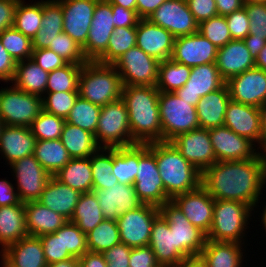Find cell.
<instances>
[{
    "label": "cell",
    "mask_w": 266,
    "mask_h": 267,
    "mask_svg": "<svg viewBox=\"0 0 266 267\" xmlns=\"http://www.w3.org/2000/svg\"><path fill=\"white\" fill-rule=\"evenodd\" d=\"M201 185L215 200L239 201L254 209L266 185V158L257 154L249 160L217 161L202 173Z\"/></svg>",
    "instance_id": "1"
},
{
    "label": "cell",
    "mask_w": 266,
    "mask_h": 267,
    "mask_svg": "<svg viewBox=\"0 0 266 267\" xmlns=\"http://www.w3.org/2000/svg\"><path fill=\"white\" fill-rule=\"evenodd\" d=\"M156 86H123L121 99L125 102L131 136L136 143L162 142V126Z\"/></svg>",
    "instance_id": "2"
},
{
    "label": "cell",
    "mask_w": 266,
    "mask_h": 267,
    "mask_svg": "<svg viewBox=\"0 0 266 267\" xmlns=\"http://www.w3.org/2000/svg\"><path fill=\"white\" fill-rule=\"evenodd\" d=\"M156 162L165 193L170 199L201 185L202 173L171 142H156Z\"/></svg>",
    "instance_id": "3"
},
{
    "label": "cell",
    "mask_w": 266,
    "mask_h": 267,
    "mask_svg": "<svg viewBox=\"0 0 266 267\" xmlns=\"http://www.w3.org/2000/svg\"><path fill=\"white\" fill-rule=\"evenodd\" d=\"M119 73L111 64L87 61L81 69L78 81V95L99 106L118 101L122 95Z\"/></svg>",
    "instance_id": "4"
},
{
    "label": "cell",
    "mask_w": 266,
    "mask_h": 267,
    "mask_svg": "<svg viewBox=\"0 0 266 267\" xmlns=\"http://www.w3.org/2000/svg\"><path fill=\"white\" fill-rule=\"evenodd\" d=\"M254 209L245 203L215 200L213 220L207 240L242 243Z\"/></svg>",
    "instance_id": "5"
},
{
    "label": "cell",
    "mask_w": 266,
    "mask_h": 267,
    "mask_svg": "<svg viewBox=\"0 0 266 267\" xmlns=\"http://www.w3.org/2000/svg\"><path fill=\"white\" fill-rule=\"evenodd\" d=\"M133 185L138 199L143 204L160 207L171 200L165 193L159 174L156 162V142L138 143L137 175Z\"/></svg>",
    "instance_id": "6"
},
{
    "label": "cell",
    "mask_w": 266,
    "mask_h": 267,
    "mask_svg": "<svg viewBox=\"0 0 266 267\" xmlns=\"http://www.w3.org/2000/svg\"><path fill=\"white\" fill-rule=\"evenodd\" d=\"M94 137L100 148H118L137 144L131 136L128 111L122 99L101 106Z\"/></svg>",
    "instance_id": "7"
},
{
    "label": "cell",
    "mask_w": 266,
    "mask_h": 267,
    "mask_svg": "<svg viewBox=\"0 0 266 267\" xmlns=\"http://www.w3.org/2000/svg\"><path fill=\"white\" fill-rule=\"evenodd\" d=\"M158 106L162 142H170L179 134L200 128L196 107L183 101L175 92H160Z\"/></svg>",
    "instance_id": "8"
},
{
    "label": "cell",
    "mask_w": 266,
    "mask_h": 267,
    "mask_svg": "<svg viewBox=\"0 0 266 267\" xmlns=\"http://www.w3.org/2000/svg\"><path fill=\"white\" fill-rule=\"evenodd\" d=\"M42 110V97L14 86L0 89V119L4 125L30 127Z\"/></svg>",
    "instance_id": "9"
},
{
    "label": "cell",
    "mask_w": 266,
    "mask_h": 267,
    "mask_svg": "<svg viewBox=\"0 0 266 267\" xmlns=\"http://www.w3.org/2000/svg\"><path fill=\"white\" fill-rule=\"evenodd\" d=\"M159 211L168 222L170 230L174 231L177 250L184 257L200 255L207 241L206 234L192 225L172 200L161 205Z\"/></svg>",
    "instance_id": "10"
},
{
    "label": "cell",
    "mask_w": 266,
    "mask_h": 267,
    "mask_svg": "<svg viewBox=\"0 0 266 267\" xmlns=\"http://www.w3.org/2000/svg\"><path fill=\"white\" fill-rule=\"evenodd\" d=\"M159 61L134 46L112 65L121 77L123 86H156Z\"/></svg>",
    "instance_id": "11"
},
{
    "label": "cell",
    "mask_w": 266,
    "mask_h": 267,
    "mask_svg": "<svg viewBox=\"0 0 266 267\" xmlns=\"http://www.w3.org/2000/svg\"><path fill=\"white\" fill-rule=\"evenodd\" d=\"M159 214V207L142 204L120 216L117 219L120 242L130 248L149 245L152 225Z\"/></svg>",
    "instance_id": "12"
},
{
    "label": "cell",
    "mask_w": 266,
    "mask_h": 267,
    "mask_svg": "<svg viewBox=\"0 0 266 267\" xmlns=\"http://www.w3.org/2000/svg\"><path fill=\"white\" fill-rule=\"evenodd\" d=\"M13 176L16 177L17 193L21 202L37 201L41 197L51 175L39 161L30 155L10 164ZM15 174V175H14Z\"/></svg>",
    "instance_id": "13"
},
{
    "label": "cell",
    "mask_w": 266,
    "mask_h": 267,
    "mask_svg": "<svg viewBox=\"0 0 266 267\" xmlns=\"http://www.w3.org/2000/svg\"><path fill=\"white\" fill-rule=\"evenodd\" d=\"M148 20L168 30L175 38L198 32L199 23L189 10L186 0H166Z\"/></svg>",
    "instance_id": "14"
},
{
    "label": "cell",
    "mask_w": 266,
    "mask_h": 267,
    "mask_svg": "<svg viewBox=\"0 0 266 267\" xmlns=\"http://www.w3.org/2000/svg\"><path fill=\"white\" fill-rule=\"evenodd\" d=\"M232 101L266 108V71L254 67L226 81Z\"/></svg>",
    "instance_id": "15"
},
{
    "label": "cell",
    "mask_w": 266,
    "mask_h": 267,
    "mask_svg": "<svg viewBox=\"0 0 266 267\" xmlns=\"http://www.w3.org/2000/svg\"><path fill=\"white\" fill-rule=\"evenodd\" d=\"M170 142L201 173L217 162L209 129H194L177 135Z\"/></svg>",
    "instance_id": "16"
},
{
    "label": "cell",
    "mask_w": 266,
    "mask_h": 267,
    "mask_svg": "<svg viewBox=\"0 0 266 267\" xmlns=\"http://www.w3.org/2000/svg\"><path fill=\"white\" fill-rule=\"evenodd\" d=\"M114 29L112 4L107 0H99L93 12L86 44L82 47L87 61H96L106 51Z\"/></svg>",
    "instance_id": "17"
},
{
    "label": "cell",
    "mask_w": 266,
    "mask_h": 267,
    "mask_svg": "<svg viewBox=\"0 0 266 267\" xmlns=\"http://www.w3.org/2000/svg\"><path fill=\"white\" fill-rule=\"evenodd\" d=\"M216 161L249 160L258 153L256 143L225 126L209 129Z\"/></svg>",
    "instance_id": "18"
},
{
    "label": "cell",
    "mask_w": 266,
    "mask_h": 267,
    "mask_svg": "<svg viewBox=\"0 0 266 267\" xmlns=\"http://www.w3.org/2000/svg\"><path fill=\"white\" fill-rule=\"evenodd\" d=\"M192 225L208 234L212 220L215 199L200 185L197 189L178 194L171 199Z\"/></svg>",
    "instance_id": "19"
},
{
    "label": "cell",
    "mask_w": 266,
    "mask_h": 267,
    "mask_svg": "<svg viewBox=\"0 0 266 267\" xmlns=\"http://www.w3.org/2000/svg\"><path fill=\"white\" fill-rule=\"evenodd\" d=\"M218 48L200 33L175 38L170 59L188 67L216 62Z\"/></svg>",
    "instance_id": "20"
},
{
    "label": "cell",
    "mask_w": 266,
    "mask_h": 267,
    "mask_svg": "<svg viewBox=\"0 0 266 267\" xmlns=\"http://www.w3.org/2000/svg\"><path fill=\"white\" fill-rule=\"evenodd\" d=\"M62 5L63 32L79 46L86 44L93 12L99 0H57Z\"/></svg>",
    "instance_id": "21"
},
{
    "label": "cell",
    "mask_w": 266,
    "mask_h": 267,
    "mask_svg": "<svg viewBox=\"0 0 266 267\" xmlns=\"http://www.w3.org/2000/svg\"><path fill=\"white\" fill-rule=\"evenodd\" d=\"M225 83L215 63L202 64L191 68L188 81L175 94L196 107L201 97L220 89Z\"/></svg>",
    "instance_id": "22"
},
{
    "label": "cell",
    "mask_w": 266,
    "mask_h": 267,
    "mask_svg": "<svg viewBox=\"0 0 266 267\" xmlns=\"http://www.w3.org/2000/svg\"><path fill=\"white\" fill-rule=\"evenodd\" d=\"M104 219L114 220L130 210H135L143 203L138 199L134 185L118 183L104 190H92Z\"/></svg>",
    "instance_id": "23"
},
{
    "label": "cell",
    "mask_w": 266,
    "mask_h": 267,
    "mask_svg": "<svg viewBox=\"0 0 266 267\" xmlns=\"http://www.w3.org/2000/svg\"><path fill=\"white\" fill-rule=\"evenodd\" d=\"M175 37L148 19H140L136 26V46L159 62L170 59Z\"/></svg>",
    "instance_id": "24"
},
{
    "label": "cell",
    "mask_w": 266,
    "mask_h": 267,
    "mask_svg": "<svg viewBox=\"0 0 266 267\" xmlns=\"http://www.w3.org/2000/svg\"><path fill=\"white\" fill-rule=\"evenodd\" d=\"M0 252L3 267H48L39 237L26 236Z\"/></svg>",
    "instance_id": "25"
},
{
    "label": "cell",
    "mask_w": 266,
    "mask_h": 267,
    "mask_svg": "<svg viewBox=\"0 0 266 267\" xmlns=\"http://www.w3.org/2000/svg\"><path fill=\"white\" fill-rule=\"evenodd\" d=\"M263 109L230 100L224 119V126L239 136L258 142Z\"/></svg>",
    "instance_id": "26"
},
{
    "label": "cell",
    "mask_w": 266,
    "mask_h": 267,
    "mask_svg": "<svg viewBox=\"0 0 266 267\" xmlns=\"http://www.w3.org/2000/svg\"><path fill=\"white\" fill-rule=\"evenodd\" d=\"M215 64L221 77L227 81L230 77L254 68L255 60L243 40L232 39L218 48Z\"/></svg>",
    "instance_id": "27"
},
{
    "label": "cell",
    "mask_w": 266,
    "mask_h": 267,
    "mask_svg": "<svg viewBox=\"0 0 266 267\" xmlns=\"http://www.w3.org/2000/svg\"><path fill=\"white\" fill-rule=\"evenodd\" d=\"M36 138L30 127L4 125L0 134V153L7 164L33 155Z\"/></svg>",
    "instance_id": "28"
},
{
    "label": "cell",
    "mask_w": 266,
    "mask_h": 267,
    "mask_svg": "<svg viewBox=\"0 0 266 267\" xmlns=\"http://www.w3.org/2000/svg\"><path fill=\"white\" fill-rule=\"evenodd\" d=\"M149 246L160 265L176 267L185 258L176 248L174 231L161 214L153 222Z\"/></svg>",
    "instance_id": "29"
},
{
    "label": "cell",
    "mask_w": 266,
    "mask_h": 267,
    "mask_svg": "<svg viewBox=\"0 0 266 267\" xmlns=\"http://www.w3.org/2000/svg\"><path fill=\"white\" fill-rule=\"evenodd\" d=\"M80 195L77 190L51 176L37 201L70 221Z\"/></svg>",
    "instance_id": "30"
},
{
    "label": "cell",
    "mask_w": 266,
    "mask_h": 267,
    "mask_svg": "<svg viewBox=\"0 0 266 267\" xmlns=\"http://www.w3.org/2000/svg\"><path fill=\"white\" fill-rule=\"evenodd\" d=\"M230 100L226 83L220 89L201 97L196 105L200 128L210 129L224 126L225 112Z\"/></svg>",
    "instance_id": "31"
},
{
    "label": "cell",
    "mask_w": 266,
    "mask_h": 267,
    "mask_svg": "<svg viewBox=\"0 0 266 267\" xmlns=\"http://www.w3.org/2000/svg\"><path fill=\"white\" fill-rule=\"evenodd\" d=\"M28 236L40 237L55 233L68 220L38 201L24 202Z\"/></svg>",
    "instance_id": "32"
},
{
    "label": "cell",
    "mask_w": 266,
    "mask_h": 267,
    "mask_svg": "<svg viewBox=\"0 0 266 267\" xmlns=\"http://www.w3.org/2000/svg\"><path fill=\"white\" fill-rule=\"evenodd\" d=\"M28 236L25 221V205L20 202L17 205L0 207V247L1 251L21 238Z\"/></svg>",
    "instance_id": "33"
},
{
    "label": "cell",
    "mask_w": 266,
    "mask_h": 267,
    "mask_svg": "<svg viewBox=\"0 0 266 267\" xmlns=\"http://www.w3.org/2000/svg\"><path fill=\"white\" fill-rule=\"evenodd\" d=\"M242 245L237 242L207 240L200 255L208 267H242Z\"/></svg>",
    "instance_id": "34"
},
{
    "label": "cell",
    "mask_w": 266,
    "mask_h": 267,
    "mask_svg": "<svg viewBox=\"0 0 266 267\" xmlns=\"http://www.w3.org/2000/svg\"><path fill=\"white\" fill-rule=\"evenodd\" d=\"M48 74L30 58L16 63L11 83L19 90L43 97L46 92Z\"/></svg>",
    "instance_id": "35"
},
{
    "label": "cell",
    "mask_w": 266,
    "mask_h": 267,
    "mask_svg": "<svg viewBox=\"0 0 266 267\" xmlns=\"http://www.w3.org/2000/svg\"><path fill=\"white\" fill-rule=\"evenodd\" d=\"M54 177L61 183L77 190L81 194L93 190V176L91 171L90 157L71 158Z\"/></svg>",
    "instance_id": "36"
},
{
    "label": "cell",
    "mask_w": 266,
    "mask_h": 267,
    "mask_svg": "<svg viewBox=\"0 0 266 267\" xmlns=\"http://www.w3.org/2000/svg\"><path fill=\"white\" fill-rule=\"evenodd\" d=\"M60 140L71 158H88L100 148L94 134L68 122L63 127Z\"/></svg>",
    "instance_id": "37"
},
{
    "label": "cell",
    "mask_w": 266,
    "mask_h": 267,
    "mask_svg": "<svg viewBox=\"0 0 266 267\" xmlns=\"http://www.w3.org/2000/svg\"><path fill=\"white\" fill-rule=\"evenodd\" d=\"M33 155L51 176L71 159L60 139L36 140Z\"/></svg>",
    "instance_id": "38"
},
{
    "label": "cell",
    "mask_w": 266,
    "mask_h": 267,
    "mask_svg": "<svg viewBox=\"0 0 266 267\" xmlns=\"http://www.w3.org/2000/svg\"><path fill=\"white\" fill-rule=\"evenodd\" d=\"M103 220V213L95 194L93 192L81 194L70 222L87 234Z\"/></svg>",
    "instance_id": "39"
},
{
    "label": "cell",
    "mask_w": 266,
    "mask_h": 267,
    "mask_svg": "<svg viewBox=\"0 0 266 267\" xmlns=\"http://www.w3.org/2000/svg\"><path fill=\"white\" fill-rule=\"evenodd\" d=\"M93 176V190H104L118 184V179L112 174L113 148H99L90 156Z\"/></svg>",
    "instance_id": "40"
},
{
    "label": "cell",
    "mask_w": 266,
    "mask_h": 267,
    "mask_svg": "<svg viewBox=\"0 0 266 267\" xmlns=\"http://www.w3.org/2000/svg\"><path fill=\"white\" fill-rule=\"evenodd\" d=\"M138 143L113 148V170L119 183L133 185L137 175Z\"/></svg>",
    "instance_id": "41"
},
{
    "label": "cell",
    "mask_w": 266,
    "mask_h": 267,
    "mask_svg": "<svg viewBox=\"0 0 266 267\" xmlns=\"http://www.w3.org/2000/svg\"><path fill=\"white\" fill-rule=\"evenodd\" d=\"M43 17V1L26 4L19 0L14 17L13 27L25 36L33 39L41 28Z\"/></svg>",
    "instance_id": "42"
},
{
    "label": "cell",
    "mask_w": 266,
    "mask_h": 267,
    "mask_svg": "<svg viewBox=\"0 0 266 267\" xmlns=\"http://www.w3.org/2000/svg\"><path fill=\"white\" fill-rule=\"evenodd\" d=\"M191 67L171 59L161 61L158 67L156 88L159 92H175L188 81Z\"/></svg>",
    "instance_id": "43"
},
{
    "label": "cell",
    "mask_w": 266,
    "mask_h": 267,
    "mask_svg": "<svg viewBox=\"0 0 266 267\" xmlns=\"http://www.w3.org/2000/svg\"><path fill=\"white\" fill-rule=\"evenodd\" d=\"M134 46H136V27H117L109 38L106 51L96 61L112 65Z\"/></svg>",
    "instance_id": "44"
},
{
    "label": "cell",
    "mask_w": 266,
    "mask_h": 267,
    "mask_svg": "<svg viewBox=\"0 0 266 267\" xmlns=\"http://www.w3.org/2000/svg\"><path fill=\"white\" fill-rule=\"evenodd\" d=\"M89 252L103 253L120 243L117 221L104 219L92 231L86 234Z\"/></svg>",
    "instance_id": "45"
},
{
    "label": "cell",
    "mask_w": 266,
    "mask_h": 267,
    "mask_svg": "<svg viewBox=\"0 0 266 267\" xmlns=\"http://www.w3.org/2000/svg\"><path fill=\"white\" fill-rule=\"evenodd\" d=\"M83 65L68 63L48 74L45 93L78 92V81Z\"/></svg>",
    "instance_id": "46"
},
{
    "label": "cell",
    "mask_w": 266,
    "mask_h": 267,
    "mask_svg": "<svg viewBox=\"0 0 266 267\" xmlns=\"http://www.w3.org/2000/svg\"><path fill=\"white\" fill-rule=\"evenodd\" d=\"M100 112L101 106L78 97L66 118V122L95 135Z\"/></svg>",
    "instance_id": "47"
},
{
    "label": "cell",
    "mask_w": 266,
    "mask_h": 267,
    "mask_svg": "<svg viewBox=\"0 0 266 267\" xmlns=\"http://www.w3.org/2000/svg\"><path fill=\"white\" fill-rule=\"evenodd\" d=\"M0 40L16 63L32 57V39L14 27L4 30L0 34Z\"/></svg>",
    "instance_id": "48"
},
{
    "label": "cell",
    "mask_w": 266,
    "mask_h": 267,
    "mask_svg": "<svg viewBox=\"0 0 266 267\" xmlns=\"http://www.w3.org/2000/svg\"><path fill=\"white\" fill-rule=\"evenodd\" d=\"M66 120L42 110L33 120L30 130L36 140H55L61 138Z\"/></svg>",
    "instance_id": "49"
},
{
    "label": "cell",
    "mask_w": 266,
    "mask_h": 267,
    "mask_svg": "<svg viewBox=\"0 0 266 267\" xmlns=\"http://www.w3.org/2000/svg\"><path fill=\"white\" fill-rule=\"evenodd\" d=\"M198 33L208 39L217 48L232 40L225 16L217 15L199 23Z\"/></svg>",
    "instance_id": "50"
},
{
    "label": "cell",
    "mask_w": 266,
    "mask_h": 267,
    "mask_svg": "<svg viewBox=\"0 0 266 267\" xmlns=\"http://www.w3.org/2000/svg\"><path fill=\"white\" fill-rule=\"evenodd\" d=\"M46 94L42 97L43 110L65 120L79 97L78 92H51Z\"/></svg>",
    "instance_id": "51"
},
{
    "label": "cell",
    "mask_w": 266,
    "mask_h": 267,
    "mask_svg": "<svg viewBox=\"0 0 266 267\" xmlns=\"http://www.w3.org/2000/svg\"><path fill=\"white\" fill-rule=\"evenodd\" d=\"M49 49L68 63L84 65L87 62L82 47L65 32L59 33L55 39L50 42Z\"/></svg>",
    "instance_id": "52"
},
{
    "label": "cell",
    "mask_w": 266,
    "mask_h": 267,
    "mask_svg": "<svg viewBox=\"0 0 266 267\" xmlns=\"http://www.w3.org/2000/svg\"><path fill=\"white\" fill-rule=\"evenodd\" d=\"M62 243L64 250L75 258L79 259L88 252L86 234L70 221L62 226Z\"/></svg>",
    "instance_id": "53"
},
{
    "label": "cell",
    "mask_w": 266,
    "mask_h": 267,
    "mask_svg": "<svg viewBox=\"0 0 266 267\" xmlns=\"http://www.w3.org/2000/svg\"><path fill=\"white\" fill-rule=\"evenodd\" d=\"M39 238L42 242L45 260L48 265L73 258V256L63 248L62 227L55 233L44 234Z\"/></svg>",
    "instance_id": "54"
},
{
    "label": "cell",
    "mask_w": 266,
    "mask_h": 267,
    "mask_svg": "<svg viewBox=\"0 0 266 267\" xmlns=\"http://www.w3.org/2000/svg\"><path fill=\"white\" fill-rule=\"evenodd\" d=\"M244 8L250 19L249 34L246 38L266 40V3H244Z\"/></svg>",
    "instance_id": "55"
},
{
    "label": "cell",
    "mask_w": 266,
    "mask_h": 267,
    "mask_svg": "<svg viewBox=\"0 0 266 267\" xmlns=\"http://www.w3.org/2000/svg\"><path fill=\"white\" fill-rule=\"evenodd\" d=\"M63 25L62 5L57 0H43V31L63 32Z\"/></svg>",
    "instance_id": "56"
},
{
    "label": "cell",
    "mask_w": 266,
    "mask_h": 267,
    "mask_svg": "<svg viewBox=\"0 0 266 267\" xmlns=\"http://www.w3.org/2000/svg\"><path fill=\"white\" fill-rule=\"evenodd\" d=\"M232 39L243 40L249 34L250 19L245 8L225 16Z\"/></svg>",
    "instance_id": "57"
},
{
    "label": "cell",
    "mask_w": 266,
    "mask_h": 267,
    "mask_svg": "<svg viewBox=\"0 0 266 267\" xmlns=\"http://www.w3.org/2000/svg\"><path fill=\"white\" fill-rule=\"evenodd\" d=\"M31 59L48 73L68 64L66 60L49 48L33 49Z\"/></svg>",
    "instance_id": "58"
},
{
    "label": "cell",
    "mask_w": 266,
    "mask_h": 267,
    "mask_svg": "<svg viewBox=\"0 0 266 267\" xmlns=\"http://www.w3.org/2000/svg\"><path fill=\"white\" fill-rule=\"evenodd\" d=\"M131 248L124 243H119L111 249L105 250L102 254L108 267H130L129 257Z\"/></svg>",
    "instance_id": "59"
},
{
    "label": "cell",
    "mask_w": 266,
    "mask_h": 267,
    "mask_svg": "<svg viewBox=\"0 0 266 267\" xmlns=\"http://www.w3.org/2000/svg\"><path fill=\"white\" fill-rule=\"evenodd\" d=\"M186 2L198 23L218 15L215 0H186Z\"/></svg>",
    "instance_id": "60"
},
{
    "label": "cell",
    "mask_w": 266,
    "mask_h": 267,
    "mask_svg": "<svg viewBox=\"0 0 266 267\" xmlns=\"http://www.w3.org/2000/svg\"><path fill=\"white\" fill-rule=\"evenodd\" d=\"M156 256L149 245L131 248L129 257L130 267H158Z\"/></svg>",
    "instance_id": "61"
},
{
    "label": "cell",
    "mask_w": 266,
    "mask_h": 267,
    "mask_svg": "<svg viewBox=\"0 0 266 267\" xmlns=\"http://www.w3.org/2000/svg\"><path fill=\"white\" fill-rule=\"evenodd\" d=\"M114 27H136L140 18L136 10H130L119 5L112 4Z\"/></svg>",
    "instance_id": "62"
},
{
    "label": "cell",
    "mask_w": 266,
    "mask_h": 267,
    "mask_svg": "<svg viewBox=\"0 0 266 267\" xmlns=\"http://www.w3.org/2000/svg\"><path fill=\"white\" fill-rule=\"evenodd\" d=\"M18 2L19 0H0V34L13 27Z\"/></svg>",
    "instance_id": "63"
},
{
    "label": "cell",
    "mask_w": 266,
    "mask_h": 267,
    "mask_svg": "<svg viewBox=\"0 0 266 267\" xmlns=\"http://www.w3.org/2000/svg\"><path fill=\"white\" fill-rule=\"evenodd\" d=\"M16 69V62L7 52L0 40V80L11 82Z\"/></svg>",
    "instance_id": "64"
},
{
    "label": "cell",
    "mask_w": 266,
    "mask_h": 267,
    "mask_svg": "<svg viewBox=\"0 0 266 267\" xmlns=\"http://www.w3.org/2000/svg\"><path fill=\"white\" fill-rule=\"evenodd\" d=\"M11 182L5 179L0 181V207L8 205H17L19 200L17 190Z\"/></svg>",
    "instance_id": "65"
},
{
    "label": "cell",
    "mask_w": 266,
    "mask_h": 267,
    "mask_svg": "<svg viewBox=\"0 0 266 267\" xmlns=\"http://www.w3.org/2000/svg\"><path fill=\"white\" fill-rule=\"evenodd\" d=\"M166 0H136V13L140 19L148 17Z\"/></svg>",
    "instance_id": "66"
},
{
    "label": "cell",
    "mask_w": 266,
    "mask_h": 267,
    "mask_svg": "<svg viewBox=\"0 0 266 267\" xmlns=\"http://www.w3.org/2000/svg\"><path fill=\"white\" fill-rule=\"evenodd\" d=\"M59 33L61 32L43 31V29L40 28L32 39L33 49L49 48L50 42H52Z\"/></svg>",
    "instance_id": "67"
},
{
    "label": "cell",
    "mask_w": 266,
    "mask_h": 267,
    "mask_svg": "<svg viewBox=\"0 0 266 267\" xmlns=\"http://www.w3.org/2000/svg\"><path fill=\"white\" fill-rule=\"evenodd\" d=\"M78 260L81 267H108L102 253H93L88 251Z\"/></svg>",
    "instance_id": "68"
},
{
    "label": "cell",
    "mask_w": 266,
    "mask_h": 267,
    "mask_svg": "<svg viewBox=\"0 0 266 267\" xmlns=\"http://www.w3.org/2000/svg\"><path fill=\"white\" fill-rule=\"evenodd\" d=\"M218 15L226 16L244 7V0H215Z\"/></svg>",
    "instance_id": "69"
},
{
    "label": "cell",
    "mask_w": 266,
    "mask_h": 267,
    "mask_svg": "<svg viewBox=\"0 0 266 267\" xmlns=\"http://www.w3.org/2000/svg\"><path fill=\"white\" fill-rule=\"evenodd\" d=\"M257 143H258L257 146L260 145L257 148L258 150L257 153L260 156L266 158V108L263 109V113L261 116L260 135ZM259 149L261 150L260 152Z\"/></svg>",
    "instance_id": "70"
},
{
    "label": "cell",
    "mask_w": 266,
    "mask_h": 267,
    "mask_svg": "<svg viewBox=\"0 0 266 267\" xmlns=\"http://www.w3.org/2000/svg\"><path fill=\"white\" fill-rule=\"evenodd\" d=\"M243 42L247 46V49L250 51L251 56L255 60L260 53V51L266 45L265 39H258V38H245Z\"/></svg>",
    "instance_id": "71"
},
{
    "label": "cell",
    "mask_w": 266,
    "mask_h": 267,
    "mask_svg": "<svg viewBox=\"0 0 266 267\" xmlns=\"http://www.w3.org/2000/svg\"><path fill=\"white\" fill-rule=\"evenodd\" d=\"M176 267H208L201 255L185 257Z\"/></svg>",
    "instance_id": "72"
},
{
    "label": "cell",
    "mask_w": 266,
    "mask_h": 267,
    "mask_svg": "<svg viewBox=\"0 0 266 267\" xmlns=\"http://www.w3.org/2000/svg\"><path fill=\"white\" fill-rule=\"evenodd\" d=\"M78 266H79V260L78 258L75 257L48 265V267H78Z\"/></svg>",
    "instance_id": "73"
},
{
    "label": "cell",
    "mask_w": 266,
    "mask_h": 267,
    "mask_svg": "<svg viewBox=\"0 0 266 267\" xmlns=\"http://www.w3.org/2000/svg\"><path fill=\"white\" fill-rule=\"evenodd\" d=\"M255 67L266 71V45L260 51V53L258 54L257 58L255 59Z\"/></svg>",
    "instance_id": "74"
},
{
    "label": "cell",
    "mask_w": 266,
    "mask_h": 267,
    "mask_svg": "<svg viewBox=\"0 0 266 267\" xmlns=\"http://www.w3.org/2000/svg\"><path fill=\"white\" fill-rule=\"evenodd\" d=\"M109 3L119 5L130 10H136V0H107Z\"/></svg>",
    "instance_id": "75"
},
{
    "label": "cell",
    "mask_w": 266,
    "mask_h": 267,
    "mask_svg": "<svg viewBox=\"0 0 266 267\" xmlns=\"http://www.w3.org/2000/svg\"><path fill=\"white\" fill-rule=\"evenodd\" d=\"M263 212H262V216H261V224H263L262 226H263V228H264V230H265V232H266V206L265 207H263V210H262Z\"/></svg>",
    "instance_id": "76"
},
{
    "label": "cell",
    "mask_w": 266,
    "mask_h": 267,
    "mask_svg": "<svg viewBox=\"0 0 266 267\" xmlns=\"http://www.w3.org/2000/svg\"><path fill=\"white\" fill-rule=\"evenodd\" d=\"M244 2H247V3H255V2L266 3V0H244Z\"/></svg>",
    "instance_id": "77"
},
{
    "label": "cell",
    "mask_w": 266,
    "mask_h": 267,
    "mask_svg": "<svg viewBox=\"0 0 266 267\" xmlns=\"http://www.w3.org/2000/svg\"><path fill=\"white\" fill-rule=\"evenodd\" d=\"M3 126H4V123H3V121L0 119V134H1V131H2Z\"/></svg>",
    "instance_id": "78"
},
{
    "label": "cell",
    "mask_w": 266,
    "mask_h": 267,
    "mask_svg": "<svg viewBox=\"0 0 266 267\" xmlns=\"http://www.w3.org/2000/svg\"><path fill=\"white\" fill-rule=\"evenodd\" d=\"M158 267H169V266H165V265H159Z\"/></svg>",
    "instance_id": "79"
}]
</instances>
